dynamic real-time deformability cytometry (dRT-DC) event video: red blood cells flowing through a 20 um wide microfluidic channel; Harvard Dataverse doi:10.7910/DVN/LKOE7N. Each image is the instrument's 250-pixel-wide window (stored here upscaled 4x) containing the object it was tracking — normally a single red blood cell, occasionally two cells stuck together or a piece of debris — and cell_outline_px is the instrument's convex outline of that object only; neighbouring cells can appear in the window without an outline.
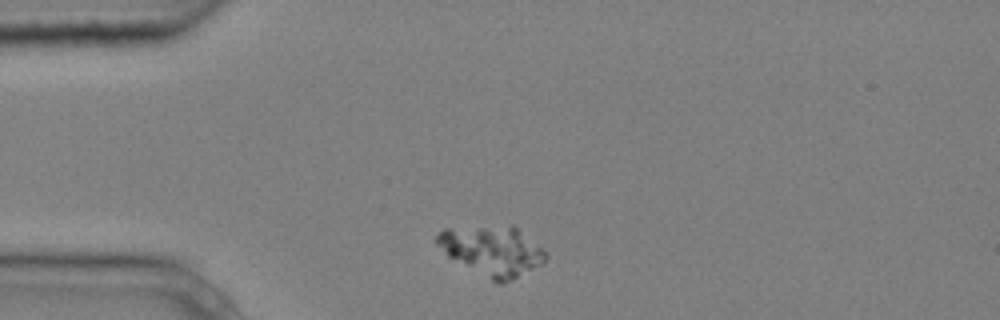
{"species": "common noctule bat (a hibernating species)", "species_latin": "Nyctalus noctula", "temperature_condition": "cold", "stored_images_in_passage": 3, "segment_of_instrument_passage": [1, 2], "camera_frame_rate_fps": 3000, "um_per_image_px": 0.085, "animal": {"sex": "male", "body_mass_g": 20.4}, "frame": {"image": 1, "passage_image": 1, "time_ms": 0.0, "image_size_px": [1000, 320], "cell_outline_px": [[548, 256], [544, 264], [500, 284], [492, 280], [448, 256], [432, 240], [444, 228], [512, 224], [516, 224], [544, 248], [548, 252]], "centroid_in_image_um": [41.9, 21.25], "position_along_channel_um": 43.1, "area_um2": 32.02}}